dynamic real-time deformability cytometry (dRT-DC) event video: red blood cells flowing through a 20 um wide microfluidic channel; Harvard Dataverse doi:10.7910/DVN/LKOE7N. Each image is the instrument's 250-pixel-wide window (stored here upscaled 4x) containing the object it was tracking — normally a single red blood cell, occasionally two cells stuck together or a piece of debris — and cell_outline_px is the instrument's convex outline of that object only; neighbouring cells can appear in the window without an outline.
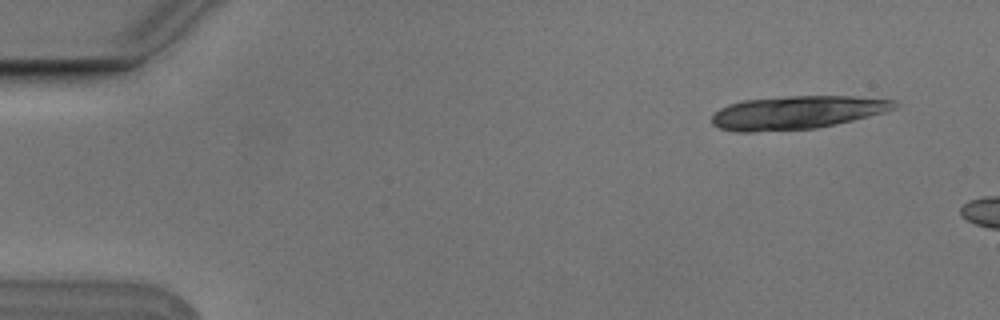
{"species": "Egyptian fruit bat (a non-hibernating species)", "species_latin": "Rousettus aegyptiacus", "temperature_condition": "cold", "stored_images_in_passage": 3, "camera_frame_rate_fps": 3000, "um_per_image_px": 0.085, "animal": {"sex": "male"}, "frame": {"image": 1, "passage_image": 1, "time_ms": 0.0, "image_size_px": [1000, 320], "cell_outline_px": [[900, 104], [896, 108], [884, 112], [836, 124], [816, 128], [752, 132], [736, 132], [720, 128], [712, 124], [712, 116], [720, 108], [728, 104], [744, 100], [788, 96], [852, 96], [896, 100]], "centroid_in_image_um": [67.74, 9.56], "position_along_channel_um": 17.3, "area_um2": 35.37}}